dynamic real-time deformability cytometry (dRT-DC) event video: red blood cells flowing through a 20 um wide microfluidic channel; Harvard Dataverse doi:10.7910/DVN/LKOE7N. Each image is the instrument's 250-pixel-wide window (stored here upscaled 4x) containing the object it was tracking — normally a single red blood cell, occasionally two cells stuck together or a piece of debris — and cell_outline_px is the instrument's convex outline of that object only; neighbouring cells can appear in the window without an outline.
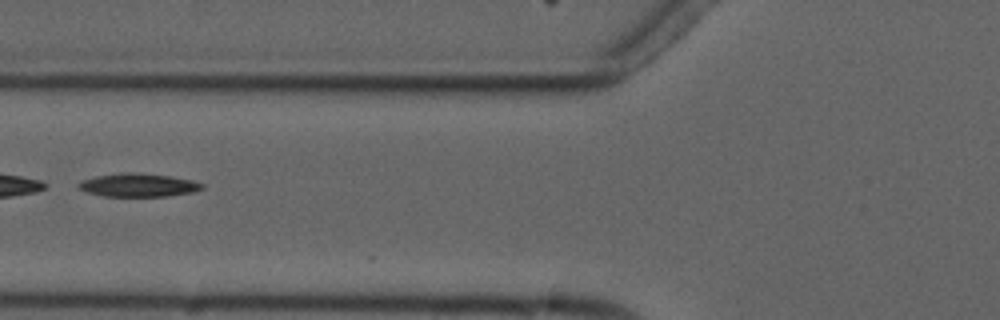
{"species": "common noctule bat (a hibernating species)", "species_latin": "Nyctalus noctula", "temperature_condition": "cold", "stored_images_in_passage": 5, "camera_frame_rate_fps": 3000, "um_per_image_px": 0.085, "animal": {"sex": "male", "forearm_length_mm": 52.5}, "frame": {"image": 1, "passage_image": 2, "time_ms": 1.333, "image_size_px": [1000, 320], "cell_outline_px": [[204, 188], [192, 192], [168, 196], [104, 196], [88, 192], [80, 188], [76, 184], [84, 180], [96, 176], [120, 172], [136, 172], [172, 176], [192, 180], [204, 184]], "centroid_in_image_um": [11.79, 15.72], "position_along_channel_um": 114.0, "area_um2": 16.76}}
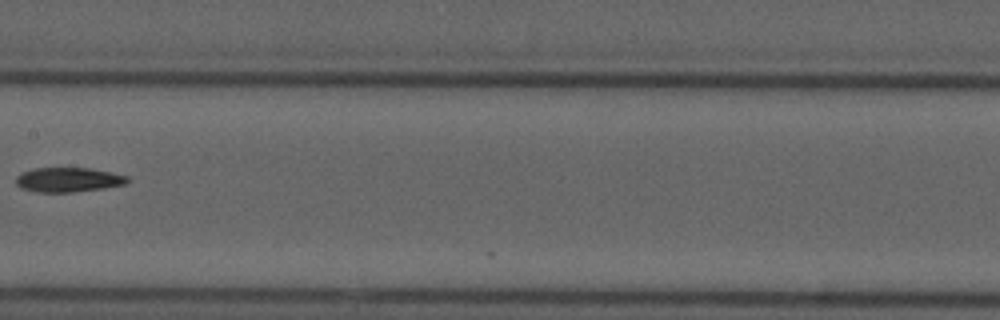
{"frame": {"image": 2, "passage_image": 4, "time_ms": 3.667, "image_size_px": [1000, 320], "cell_outline_px": [[132, 180], [128, 184], [104, 188], [72, 192], [36, 192], [20, 188], [16, 184], [16, 176], [20, 172], [32, 168], [92, 168], [112, 172], [128, 176]], "centroid_in_image_um": [5.83, 15.27], "position_along_channel_um": 201.6, "area_um2": 16.3}}
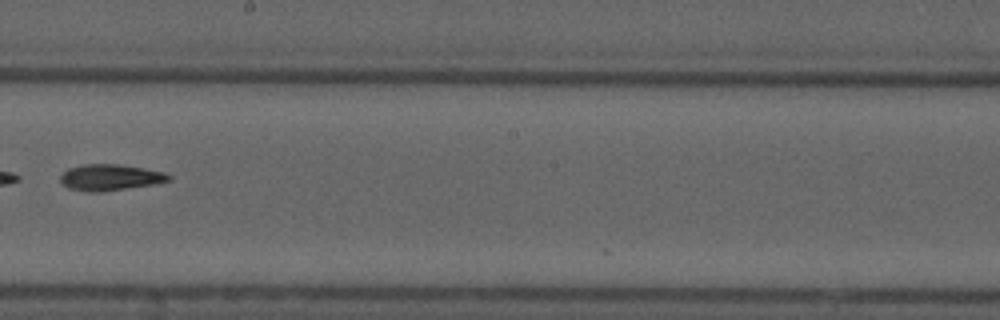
{"frame": {"image": 3, "passage_image": 5, "time_ms": 4.667, "image_size_px": [1000, 320], "cell_outline_px": [[172, 180], [152, 184], [104, 192], [88, 192], [68, 188], [60, 180], [60, 176], [68, 168], [84, 164], [120, 164], [144, 168], [164, 172], [172, 176]], "centroid_in_image_um": [9.37, 15.08], "position_along_channel_um": 238.8, "area_um2": 16.59}}